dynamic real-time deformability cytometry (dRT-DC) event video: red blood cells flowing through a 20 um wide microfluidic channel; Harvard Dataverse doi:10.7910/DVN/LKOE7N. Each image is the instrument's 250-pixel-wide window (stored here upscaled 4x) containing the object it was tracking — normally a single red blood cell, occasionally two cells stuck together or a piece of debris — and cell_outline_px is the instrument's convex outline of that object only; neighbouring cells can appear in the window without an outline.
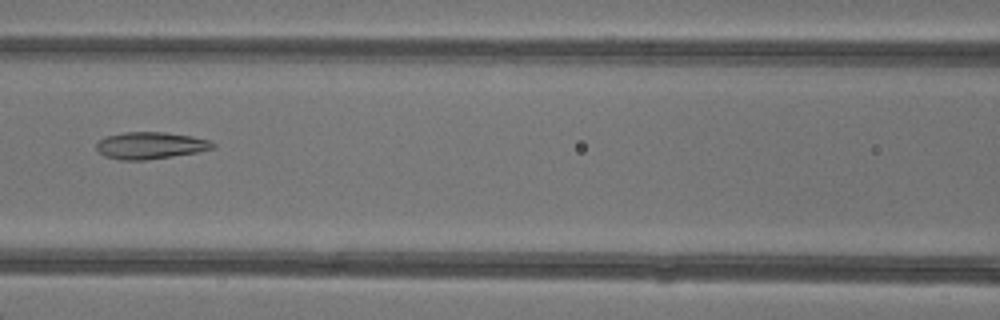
{"species": "common noctule bat (a hibernating species)", "species_latin": "Nyctalus noctula", "temperature_condition": "warm", "stored_images_in_passage": 3, "camera_frame_rate_fps": 3000, "um_per_image_px": 0.085, "animal": {"sex": "female"}, "frame": {"image": 1, "passage_image": 3, "time_ms": 2.333, "image_size_px": [1000, 320], "cell_outline_px": [[216, 148], [196, 152], [172, 156], [144, 160], [120, 160], [104, 156], [96, 148], [96, 144], [104, 136], [124, 132], [164, 132], [192, 136], [208, 140], [216, 144]], "centroid_in_image_um": [12.77, 12.36], "position_along_channel_um": 153.8, "area_um2": 18.26}}